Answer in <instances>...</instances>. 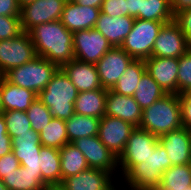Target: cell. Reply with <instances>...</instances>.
I'll list each match as a JSON object with an SVG mask.
<instances>
[{"instance_id":"obj_47","label":"cell","mask_w":191,"mask_h":190,"mask_svg":"<svg viewBox=\"0 0 191 190\" xmlns=\"http://www.w3.org/2000/svg\"><path fill=\"white\" fill-rule=\"evenodd\" d=\"M43 190H66L61 184L45 185Z\"/></svg>"},{"instance_id":"obj_34","label":"cell","mask_w":191,"mask_h":190,"mask_svg":"<svg viewBox=\"0 0 191 190\" xmlns=\"http://www.w3.org/2000/svg\"><path fill=\"white\" fill-rule=\"evenodd\" d=\"M2 115L6 122L7 134L12 139L23 133L32 131L31 123L26 111L10 110L3 111Z\"/></svg>"},{"instance_id":"obj_48","label":"cell","mask_w":191,"mask_h":190,"mask_svg":"<svg viewBox=\"0 0 191 190\" xmlns=\"http://www.w3.org/2000/svg\"><path fill=\"white\" fill-rule=\"evenodd\" d=\"M34 0H17L18 6L20 8H22L23 6H25L28 3L33 2Z\"/></svg>"},{"instance_id":"obj_22","label":"cell","mask_w":191,"mask_h":190,"mask_svg":"<svg viewBox=\"0 0 191 190\" xmlns=\"http://www.w3.org/2000/svg\"><path fill=\"white\" fill-rule=\"evenodd\" d=\"M135 18L130 16L111 17L100 12L95 29L99 31L113 47H120L132 30Z\"/></svg>"},{"instance_id":"obj_23","label":"cell","mask_w":191,"mask_h":190,"mask_svg":"<svg viewBox=\"0 0 191 190\" xmlns=\"http://www.w3.org/2000/svg\"><path fill=\"white\" fill-rule=\"evenodd\" d=\"M2 112L10 110L26 111L38 98V94L8 82L1 76Z\"/></svg>"},{"instance_id":"obj_39","label":"cell","mask_w":191,"mask_h":190,"mask_svg":"<svg viewBox=\"0 0 191 190\" xmlns=\"http://www.w3.org/2000/svg\"><path fill=\"white\" fill-rule=\"evenodd\" d=\"M174 21L178 24L187 40L188 46L191 48V9L177 13L174 16Z\"/></svg>"},{"instance_id":"obj_7","label":"cell","mask_w":191,"mask_h":190,"mask_svg":"<svg viewBox=\"0 0 191 190\" xmlns=\"http://www.w3.org/2000/svg\"><path fill=\"white\" fill-rule=\"evenodd\" d=\"M158 137L147 130L136 127L126 143L124 151L118 157V169L124 177L136 164L144 162L154 153Z\"/></svg>"},{"instance_id":"obj_6","label":"cell","mask_w":191,"mask_h":190,"mask_svg":"<svg viewBox=\"0 0 191 190\" xmlns=\"http://www.w3.org/2000/svg\"><path fill=\"white\" fill-rule=\"evenodd\" d=\"M164 22L135 19L132 30L120 46L134 59H147L152 56L155 39Z\"/></svg>"},{"instance_id":"obj_14","label":"cell","mask_w":191,"mask_h":190,"mask_svg":"<svg viewBox=\"0 0 191 190\" xmlns=\"http://www.w3.org/2000/svg\"><path fill=\"white\" fill-rule=\"evenodd\" d=\"M133 60L121 47H112L107 51L96 63L102 88L112 89Z\"/></svg>"},{"instance_id":"obj_15","label":"cell","mask_w":191,"mask_h":190,"mask_svg":"<svg viewBox=\"0 0 191 190\" xmlns=\"http://www.w3.org/2000/svg\"><path fill=\"white\" fill-rule=\"evenodd\" d=\"M12 140V152L26 171L41 174L40 151L42 144L38 132L32 130L30 133H23Z\"/></svg>"},{"instance_id":"obj_18","label":"cell","mask_w":191,"mask_h":190,"mask_svg":"<svg viewBox=\"0 0 191 190\" xmlns=\"http://www.w3.org/2000/svg\"><path fill=\"white\" fill-rule=\"evenodd\" d=\"M61 185L66 190H112L117 185V179L108 171L89 168L65 178Z\"/></svg>"},{"instance_id":"obj_38","label":"cell","mask_w":191,"mask_h":190,"mask_svg":"<svg viewBox=\"0 0 191 190\" xmlns=\"http://www.w3.org/2000/svg\"><path fill=\"white\" fill-rule=\"evenodd\" d=\"M100 10L111 17L128 16L127 0H103Z\"/></svg>"},{"instance_id":"obj_2","label":"cell","mask_w":191,"mask_h":190,"mask_svg":"<svg viewBox=\"0 0 191 190\" xmlns=\"http://www.w3.org/2000/svg\"><path fill=\"white\" fill-rule=\"evenodd\" d=\"M182 126L179 95L166 94L142 111L139 128L159 137Z\"/></svg>"},{"instance_id":"obj_5","label":"cell","mask_w":191,"mask_h":190,"mask_svg":"<svg viewBox=\"0 0 191 190\" xmlns=\"http://www.w3.org/2000/svg\"><path fill=\"white\" fill-rule=\"evenodd\" d=\"M58 69L56 64L46 58L36 56L22 66L10 69L3 77L13 85L30 89L39 94Z\"/></svg>"},{"instance_id":"obj_32","label":"cell","mask_w":191,"mask_h":190,"mask_svg":"<svg viewBox=\"0 0 191 190\" xmlns=\"http://www.w3.org/2000/svg\"><path fill=\"white\" fill-rule=\"evenodd\" d=\"M137 18L164 23L174 20L169 0H141Z\"/></svg>"},{"instance_id":"obj_20","label":"cell","mask_w":191,"mask_h":190,"mask_svg":"<svg viewBox=\"0 0 191 190\" xmlns=\"http://www.w3.org/2000/svg\"><path fill=\"white\" fill-rule=\"evenodd\" d=\"M100 12V8L85 7L72 0H67L60 21L71 32L93 29Z\"/></svg>"},{"instance_id":"obj_1","label":"cell","mask_w":191,"mask_h":190,"mask_svg":"<svg viewBox=\"0 0 191 190\" xmlns=\"http://www.w3.org/2000/svg\"><path fill=\"white\" fill-rule=\"evenodd\" d=\"M29 34L37 56L46 58L59 68L75 59L73 32L60 20L38 24Z\"/></svg>"},{"instance_id":"obj_4","label":"cell","mask_w":191,"mask_h":190,"mask_svg":"<svg viewBox=\"0 0 191 190\" xmlns=\"http://www.w3.org/2000/svg\"><path fill=\"white\" fill-rule=\"evenodd\" d=\"M172 166L165 148L158 142L154 153L144 162L136 164L122 179L124 187L155 190L165 170ZM127 185H126V184Z\"/></svg>"},{"instance_id":"obj_43","label":"cell","mask_w":191,"mask_h":190,"mask_svg":"<svg viewBox=\"0 0 191 190\" xmlns=\"http://www.w3.org/2000/svg\"><path fill=\"white\" fill-rule=\"evenodd\" d=\"M17 0H0V16L20 17Z\"/></svg>"},{"instance_id":"obj_29","label":"cell","mask_w":191,"mask_h":190,"mask_svg":"<svg viewBox=\"0 0 191 190\" xmlns=\"http://www.w3.org/2000/svg\"><path fill=\"white\" fill-rule=\"evenodd\" d=\"M59 153L61 158V184L65 178L89 169L85 156L72 143L63 146Z\"/></svg>"},{"instance_id":"obj_30","label":"cell","mask_w":191,"mask_h":190,"mask_svg":"<svg viewBox=\"0 0 191 190\" xmlns=\"http://www.w3.org/2000/svg\"><path fill=\"white\" fill-rule=\"evenodd\" d=\"M191 186V164L172 165L165 170L155 190H184Z\"/></svg>"},{"instance_id":"obj_27","label":"cell","mask_w":191,"mask_h":190,"mask_svg":"<svg viewBox=\"0 0 191 190\" xmlns=\"http://www.w3.org/2000/svg\"><path fill=\"white\" fill-rule=\"evenodd\" d=\"M8 190H43L47 185L42 180V174L26 171L23 166L2 179Z\"/></svg>"},{"instance_id":"obj_50","label":"cell","mask_w":191,"mask_h":190,"mask_svg":"<svg viewBox=\"0 0 191 190\" xmlns=\"http://www.w3.org/2000/svg\"><path fill=\"white\" fill-rule=\"evenodd\" d=\"M0 190H8L1 179H0Z\"/></svg>"},{"instance_id":"obj_46","label":"cell","mask_w":191,"mask_h":190,"mask_svg":"<svg viewBox=\"0 0 191 190\" xmlns=\"http://www.w3.org/2000/svg\"><path fill=\"white\" fill-rule=\"evenodd\" d=\"M76 4L85 6V7H96L101 8V5L103 3V0H72Z\"/></svg>"},{"instance_id":"obj_8","label":"cell","mask_w":191,"mask_h":190,"mask_svg":"<svg viewBox=\"0 0 191 190\" xmlns=\"http://www.w3.org/2000/svg\"><path fill=\"white\" fill-rule=\"evenodd\" d=\"M36 56L29 32L23 31L15 38L0 40V76L32 61Z\"/></svg>"},{"instance_id":"obj_44","label":"cell","mask_w":191,"mask_h":190,"mask_svg":"<svg viewBox=\"0 0 191 190\" xmlns=\"http://www.w3.org/2000/svg\"><path fill=\"white\" fill-rule=\"evenodd\" d=\"M173 16L183 10L191 9V0H169Z\"/></svg>"},{"instance_id":"obj_13","label":"cell","mask_w":191,"mask_h":190,"mask_svg":"<svg viewBox=\"0 0 191 190\" xmlns=\"http://www.w3.org/2000/svg\"><path fill=\"white\" fill-rule=\"evenodd\" d=\"M189 49L190 47L184 34L178 24L172 20L162 25L154 42L152 56L179 58Z\"/></svg>"},{"instance_id":"obj_26","label":"cell","mask_w":191,"mask_h":190,"mask_svg":"<svg viewBox=\"0 0 191 190\" xmlns=\"http://www.w3.org/2000/svg\"><path fill=\"white\" fill-rule=\"evenodd\" d=\"M42 180L47 185L61 184V158L59 149L42 146L40 151Z\"/></svg>"},{"instance_id":"obj_42","label":"cell","mask_w":191,"mask_h":190,"mask_svg":"<svg viewBox=\"0 0 191 190\" xmlns=\"http://www.w3.org/2000/svg\"><path fill=\"white\" fill-rule=\"evenodd\" d=\"M12 151V140L7 134L6 122L0 112V157Z\"/></svg>"},{"instance_id":"obj_37","label":"cell","mask_w":191,"mask_h":190,"mask_svg":"<svg viewBox=\"0 0 191 190\" xmlns=\"http://www.w3.org/2000/svg\"><path fill=\"white\" fill-rule=\"evenodd\" d=\"M22 32L20 17L0 16V40L15 38Z\"/></svg>"},{"instance_id":"obj_33","label":"cell","mask_w":191,"mask_h":190,"mask_svg":"<svg viewBox=\"0 0 191 190\" xmlns=\"http://www.w3.org/2000/svg\"><path fill=\"white\" fill-rule=\"evenodd\" d=\"M42 146L61 149L69 143L65 121L53 117L49 124L39 133Z\"/></svg>"},{"instance_id":"obj_24","label":"cell","mask_w":191,"mask_h":190,"mask_svg":"<svg viewBox=\"0 0 191 190\" xmlns=\"http://www.w3.org/2000/svg\"><path fill=\"white\" fill-rule=\"evenodd\" d=\"M107 89L79 92L75 100V113L79 115L102 118L105 115Z\"/></svg>"},{"instance_id":"obj_25","label":"cell","mask_w":191,"mask_h":190,"mask_svg":"<svg viewBox=\"0 0 191 190\" xmlns=\"http://www.w3.org/2000/svg\"><path fill=\"white\" fill-rule=\"evenodd\" d=\"M100 120V118L74 113L71 118L65 121L69 143L78 138L98 135Z\"/></svg>"},{"instance_id":"obj_3","label":"cell","mask_w":191,"mask_h":190,"mask_svg":"<svg viewBox=\"0 0 191 190\" xmlns=\"http://www.w3.org/2000/svg\"><path fill=\"white\" fill-rule=\"evenodd\" d=\"M78 93L69 77L59 68L45 89L38 94V99L53 117L66 121L75 113L74 104Z\"/></svg>"},{"instance_id":"obj_28","label":"cell","mask_w":191,"mask_h":190,"mask_svg":"<svg viewBox=\"0 0 191 190\" xmlns=\"http://www.w3.org/2000/svg\"><path fill=\"white\" fill-rule=\"evenodd\" d=\"M145 71V60L134 59L111 90L120 95L133 96Z\"/></svg>"},{"instance_id":"obj_19","label":"cell","mask_w":191,"mask_h":190,"mask_svg":"<svg viewBox=\"0 0 191 190\" xmlns=\"http://www.w3.org/2000/svg\"><path fill=\"white\" fill-rule=\"evenodd\" d=\"M142 111L133 96L120 95L108 89L105 101L106 116L120 118L135 127H139Z\"/></svg>"},{"instance_id":"obj_36","label":"cell","mask_w":191,"mask_h":190,"mask_svg":"<svg viewBox=\"0 0 191 190\" xmlns=\"http://www.w3.org/2000/svg\"><path fill=\"white\" fill-rule=\"evenodd\" d=\"M191 91V48L179 57L177 94Z\"/></svg>"},{"instance_id":"obj_35","label":"cell","mask_w":191,"mask_h":190,"mask_svg":"<svg viewBox=\"0 0 191 190\" xmlns=\"http://www.w3.org/2000/svg\"><path fill=\"white\" fill-rule=\"evenodd\" d=\"M32 130L40 133L53 118L49 109L37 98L26 110Z\"/></svg>"},{"instance_id":"obj_9","label":"cell","mask_w":191,"mask_h":190,"mask_svg":"<svg viewBox=\"0 0 191 190\" xmlns=\"http://www.w3.org/2000/svg\"><path fill=\"white\" fill-rule=\"evenodd\" d=\"M113 46L95 28L73 32L75 59L96 64Z\"/></svg>"},{"instance_id":"obj_16","label":"cell","mask_w":191,"mask_h":190,"mask_svg":"<svg viewBox=\"0 0 191 190\" xmlns=\"http://www.w3.org/2000/svg\"><path fill=\"white\" fill-rule=\"evenodd\" d=\"M145 64L146 71L166 94H177L179 58L151 56Z\"/></svg>"},{"instance_id":"obj_52","label":"cell","mask_w":191,"mask_h":190,"mask_svg":"<svg viewBox=\"0 0 191 190\" xmlns=\"http://www.w3.org/2000/svg\"><path fill=\"white\" fill-rule=\"evenodd\" d=\"M133 190H151V189H133Z\"/></svg>"},{"instance_id":"obj_53","label":"cell","mask_w":191,"mask_h":190,"mask_svg":"<svg viewBox=\"0 0 191 190\" xmlns=\"http://www.w3.org/2000/svg\"><path fill=\"white\" fill-rule=\"evenodd\" d=\"M184 190H191V186H190V187H188V188H186V189H184Z\"/></svg>"},{"instance_id":"obj_31","label":"cell","mask_w":191,"mask_h":190,"mask_svg":"<svg viewBox=\"0 0 191 190\" xmlns=\"http://www.w3.org/2000/svg\"><path fill=\"white\" fill-rule=\"evenodd\" d=\"M166 93L157 84L151 75L145 71L133 95L135 101L142 110L151 106L154 102L162 98Z\"/></svg>"},{"instance_id":"obj_45","label":"cell","mask_w":191,"mask_h":190,"mask_svg":"<svg viewBox=\"0 0 191 190\" xmlns=\"http://www.w3.org/2000/svg\"><path fill=\"white\" fill-rule=\"evenodd\" d=\"M128 16L137 19V14L140 12L141 0H127Z\"/></svg>"},{"instance_id":"obj_12","label":"cell","mask_w":191,"mask_h":190,"mask_svg":"<svg viewBox=\"0 0 191 190\" xmlns=\"http://www.w3.org/2000/svg\"><path fill=\"white\" fill-rule=\"evenodd\" d=\"M135 128L125 120L104 115L100 120L97 136L116 157H119Z\"/></svg>"},{"instance_id":"obj_40","label":"cell","mask_w":191,"mask_h":190,"mask_svg":"<svg viewBox=\"0 0 191 190\" xmlns=\"http://www.w3.org/2000/svg\"><path fill=\"white\" fill-rule=\"evenodd\" d=\"M20 167V162L14 156V153H10L0 157V179L2 180L5 176L15 172V169Z\"/></svg>"},{"instance_id":"obj_17","label":"cell","mask_w":191,"mask_h":190,"mask_svg":"<svg viewBox=\"0 0 191 190\" xmlns=\"http://www.w3.org/2000/svg\"><path fill=\"white\" fill-rule=\"evenodd\" d=\"M172 165L191 164V134L184 126L158 137Z\"/></svg>"},{"instance_id":"obj_11","label":"cell","mask_w":191,"mask_h":190,"mask_svg":"<svg viewBox=\"0 0 191 190\" xmlns=\"http://www.w3.org/2000/svg\"><path fill=\"white\" fill-rule=\"evenodd\" d=\"M67 0H34L20 9L21 28L29 32L38 24L60 20Z\"/></svg>"},{"instance_id":"obj_21","label":"cell","mask_w":191,"mask_h":190,"mask_svg":"<svg viewBox=\"0 0 191 190\" xmlns=\"http://www.w3.org/2000/svg\"><path fill=\"white\" fill-rule=\"evenodd\" d=\"M61 69L69 77L78 92L102 88L96 64L84 63L74 59L64 64Z\"/></svg>"},{"instance_id":"obj_51","label":"cell","mask_w":191,"mask_h":190,"mask_svg":"<svg viewBox=\"0 0 191 190\" xmlns=\"http://www.w3.org/2000/svg\"><path fill=\"white\" fill-rule=\"evenodd\" d=\"M118 184L112 189V190H118L119 188H118ZM122 188V189H121ZM119 190H123V186L121 187ZM133 190L132 188H129V189H127V188H124V190Z\"/></svg>"},{"instance_id":"obj_49","label":"cell","mask_w":191,"mask_h":190,"mask_svg":"<svg viewBox=\"0 0 191 190\" xmlns=\"http://www.w3.org/2000/svg\"><path fill=\"white\" fill-rule=\"evenodd\" d=\"M0 112H2V97H1V76H0Z\"/></svg>"},{"instance_id":"obj_41","label":"cell","mask_w":191,"mask_h":190,"mask_svg":"<svg viewBox=\"0 0 191 190\" xmlns=\"http://www.w3.org/2000/svg\"><path fill=\"white\" fill-rule=\"evenodd\" d=\"M182 114V125L189 129L191 127V91L179 95Z\"/></svg>"},{"instance_id":"obj_10","label":"cell","mask_w":191,"mask_h":190,"mask_svg":"<svg viewBox=\"0 0 191 190\" xmlns=\"http://www.w3.org/2000/svg\"><path fill=\"white\" fill-rule=\"evenodd\" d=\"M72 144L85 156L89 168L108 171L117 175L118 157H116L97 135L78 138Z\"/></svg>"}]
</instances>
